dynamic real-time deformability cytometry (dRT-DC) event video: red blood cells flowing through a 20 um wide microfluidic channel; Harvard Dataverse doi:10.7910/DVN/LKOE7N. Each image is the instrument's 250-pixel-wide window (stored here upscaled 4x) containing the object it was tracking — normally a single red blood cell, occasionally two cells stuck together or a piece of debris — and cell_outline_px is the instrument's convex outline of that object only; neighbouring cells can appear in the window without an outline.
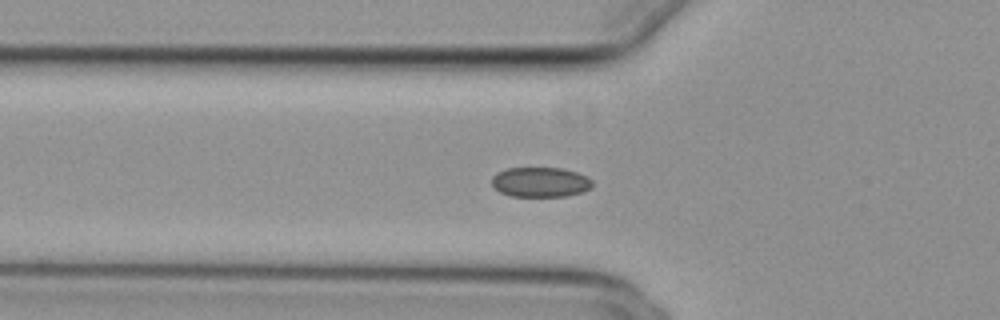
{"species": "common noctule bat (a hibernating species)", "species_latin": "Nyctalus noctula", "temperature_condition": "cold", "stored_images_in_passage": 38, "camera_frame_rate_fps": 3000, "um_per_image_px": 0.085, "animal": {"sex": "female", "body_mass_g": 29.2, "forearm_length_mm": 56.3}, "frame": {"image": 1, "passage_image": 11, "time_ms": 3.333, "image_size_px": [1000, 320], "cell_outline_px": [[592, 188], [580, 192], [564, 196], [512, 196], [500, 192], [492, 184], [492, 176], [496, 172], [508, 168], [564, 168], [588, 176], [592, 180]], "centroid_in_image_um": [45.94, 15.47], "position_along_channel_um": 79.9, "area_um2": 17.51}}
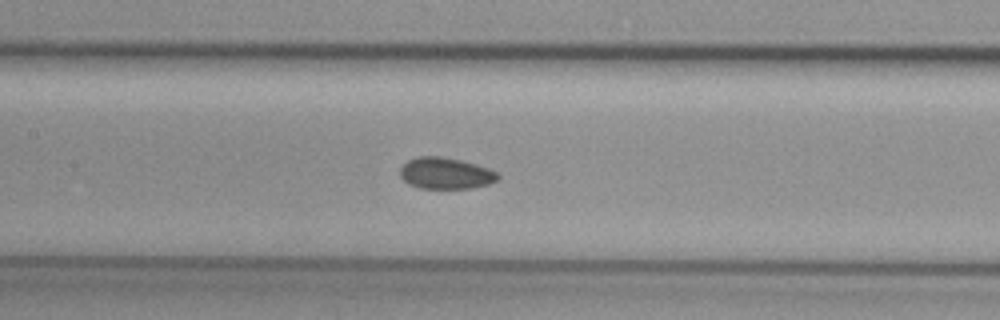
{"frame": {"image": 2, "passage_image": 18, "time_ms": 5.667, "image_size_px": [1000, 320], "cell_outline_px": [[500, 176], [496, 180], [488, 184], [472, 188], [420, 188], [408, 184], [400, 176], [400, 168], [408, 160], [416, 156], [440, 156], [460, 160], [476, 164], [488, 168], [496, 172]], "centroid_in_image_um": [37.85, 14.72], "position_along_channel_um": 169.5, "area_um2": 17.86}}
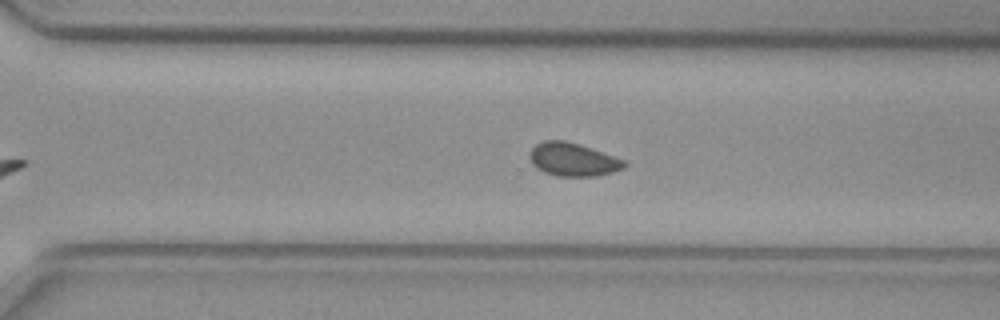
{"frame": {"image": 3, "passage_image": 30, "time_ms": 9.667, "image_size_px": [1000, 320], "cell_outline_px": [[628, 164], [624, 168], [612, 172], [596, 176], [556, 176], [544, 172], [536, 168], [532, 164], [528, 156], [528, 152], [536, 144], [544, 140], [564, 140], [580, 144], [624, 160]], "centroid_in_image_um": [48.66, 13.56], "position_along_channel_um": 321.9, "area_um2": 18.44}, "authors_computed_cell_mechanics": {"area_um2": 18.1492, "velocity_mm_per_s": 3.8221, "shape_relaxation_time_tau1_ms": null, "shape_relaxation_time_tau2_ms": 3.8089, "deformation_change_tau1": null, "deformation_change_tau2": 0.0586}}